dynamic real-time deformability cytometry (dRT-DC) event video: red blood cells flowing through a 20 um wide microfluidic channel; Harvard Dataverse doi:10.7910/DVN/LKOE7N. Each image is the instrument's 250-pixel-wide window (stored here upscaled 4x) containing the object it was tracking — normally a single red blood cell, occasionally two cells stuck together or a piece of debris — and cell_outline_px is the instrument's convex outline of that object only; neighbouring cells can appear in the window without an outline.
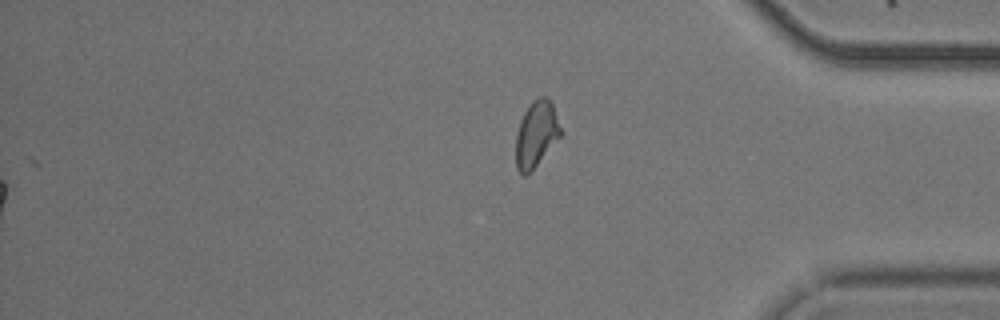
{"species": "common noctule bat (a hibernating species)", "species_latin": "Nyctalus noctula", "temperature_condition": "cold", "stored_images_in_passage": 55, "segment_of_instrument_passage": [2, 2], "camera_frame_rate_fps": 3000, "um_per_image_px": 0.085, "animal": {"sex": "male", "body_mass_g": 20.5, "forearm_length_mm": 52.5}, "frame": {"image": 1, "passage_image": 55, "time_ms": 18.0, "image_size_px": [1000, 320], "cell_outline_px": [[564, 132], [536, 164], [524, 176], [516, 168], [516, 132], [520, 120], [524, 112], [532, 100], [540, 96], [544, 96], [552, 100]], "centroid_in_image_um": [45.61, 11.31], "position_along_channel_um": 389.6, "area_um2": 17.34}}